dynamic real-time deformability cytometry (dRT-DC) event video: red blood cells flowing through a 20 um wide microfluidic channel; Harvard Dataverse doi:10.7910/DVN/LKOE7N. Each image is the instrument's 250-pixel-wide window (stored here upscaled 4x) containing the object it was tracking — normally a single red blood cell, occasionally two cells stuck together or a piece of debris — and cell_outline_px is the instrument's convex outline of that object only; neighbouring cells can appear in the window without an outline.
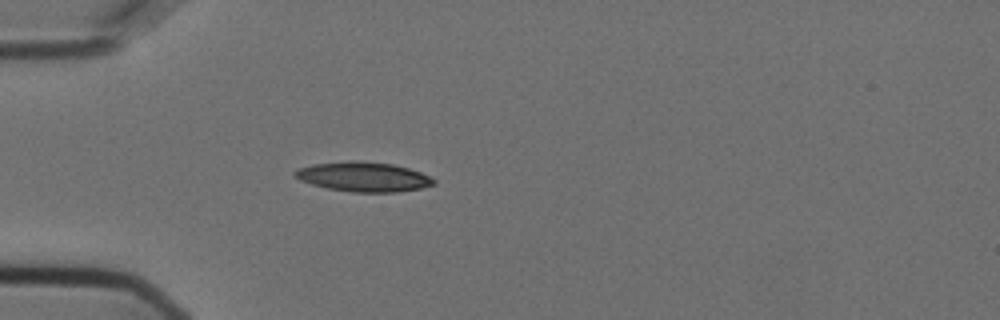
{"species": "Egyptian fruit bat (a non-hibernating species)", "species_latin": "Rousettus aegyptiacus", "temperature_condition": "cold", "stored_images_in_passage": 40, "camera_frame_rate_fps": 3000, "um_per_image_px": 0.085, "animal": {"sex": "female"}, "frame": {"image": 1, "passage_image": 1, "time_ms": 0.0, "image_size_px": [1000, 320], "cell_outline_px": [[436, 184], [420, 188], [396, 192], [352, 192], [328, 188], [312, 184], [300, 180], [292, 176], [292, 172], [300, 168], [312, 164], [352, 160], [360, 160], [392, 164], [408, 168], [420, 172], [436, 180]], "centroid_in_image_um": [30.87, 15.02], "position_along_channel_um": 54.1, "area_um2": 23.99}}
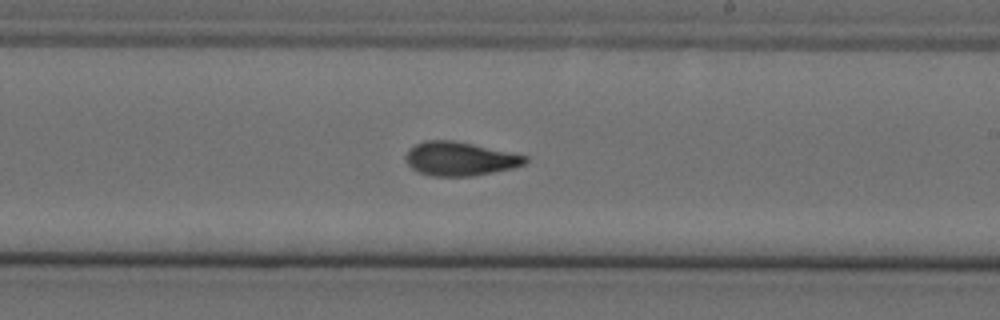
{"frame": {"image": 2, "passage_image": 18, "time_ms": 5.667, "image_size_px": [1000, 320], "cell_outline_px": [[528, 160], [524, 164], [512, 168], [472, 176], [432, 176], [420, 172], [412, 168], [408, 164], [404, 156], [408, 148], [424, 140], [452, 140], [472, 144], [528, 156]], "centroid_in_image_um": [39.05, 13.49], "position_along_channel_um": 249.9, "area_um2": 23.41}}
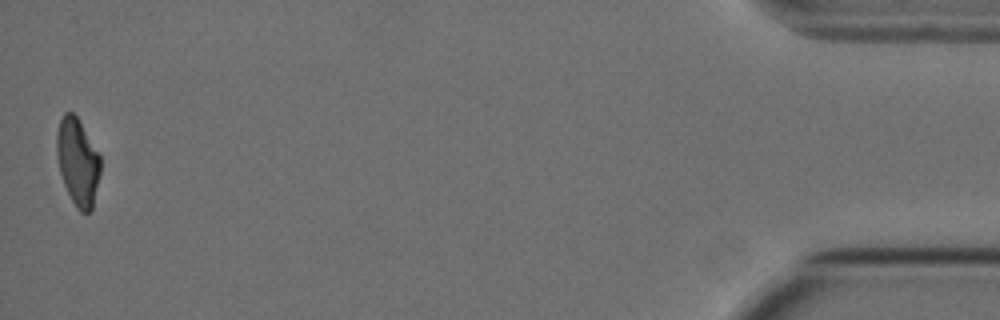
{"frame": {"image": 3, "passage_image": 40, "time_ms": 13.0, "image_size_px": [1000, 320], "cell_outline_px": [[100, 172], [92, 208], [88, 212], [80, 212], [76, 208], [64, 184], [60, 172], [56, 152], [56, 132], [60, 120], [64, 112], [72, 112], [76, 116], [100, 156]], "centroid_in_image_um": [6.58, 13.75], "position_along_channel_um": 428.6, "area_um2": 21.85}, "authors_computed_cell_mechanics": {"area_um2": 23.3801, "velocity_mm_per_s": 3.6276, "shape_relaxation_time_tau1_ms": 7.6008, "shape_relaxation_time_tau2_ms": 2.6546, "deformation_change_tau1": 0.2111, "deformation_change_tau2": 0.0892}}